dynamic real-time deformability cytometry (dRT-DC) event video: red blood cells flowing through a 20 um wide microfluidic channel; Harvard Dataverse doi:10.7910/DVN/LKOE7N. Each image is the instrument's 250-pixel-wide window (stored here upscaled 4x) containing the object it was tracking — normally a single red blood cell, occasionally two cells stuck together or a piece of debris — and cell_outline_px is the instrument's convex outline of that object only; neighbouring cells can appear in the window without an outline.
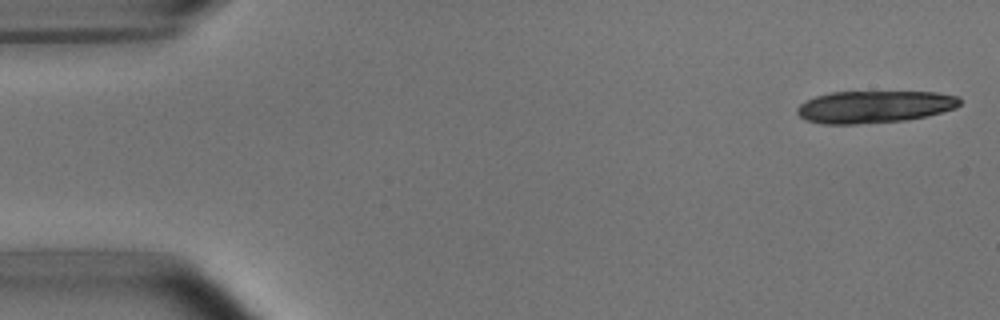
{"species": "common noctule bat (a hibernating species)", "species_latin": "Nyctalus noctula", "temperature_condition": "room temperature", "stored_images_in_passage": 12, "camera_frame_rate_fps": 3000, "um_per_image_px": 0.085, "animal": {"sex": "male", "body_mass_g": 15.6}, "frame": {"image": 1, "passage_image": 1, "time_ms": 0.0, "image_size_px": [1000, 320], "cell_outline_px": [[960, 104], [956, 108], [928, 116], [904, 120], [856, 124], [824, 124], [808, 120], [800, 116], [796, 112], [796, 108], [800, 104], [816, 96], [828, 92], [936, 92], [960, 96]], "centroid_in_image_um": [74.35, 9.07], "position_along_channel_um": 10.7, "area_um2": 30.52}}